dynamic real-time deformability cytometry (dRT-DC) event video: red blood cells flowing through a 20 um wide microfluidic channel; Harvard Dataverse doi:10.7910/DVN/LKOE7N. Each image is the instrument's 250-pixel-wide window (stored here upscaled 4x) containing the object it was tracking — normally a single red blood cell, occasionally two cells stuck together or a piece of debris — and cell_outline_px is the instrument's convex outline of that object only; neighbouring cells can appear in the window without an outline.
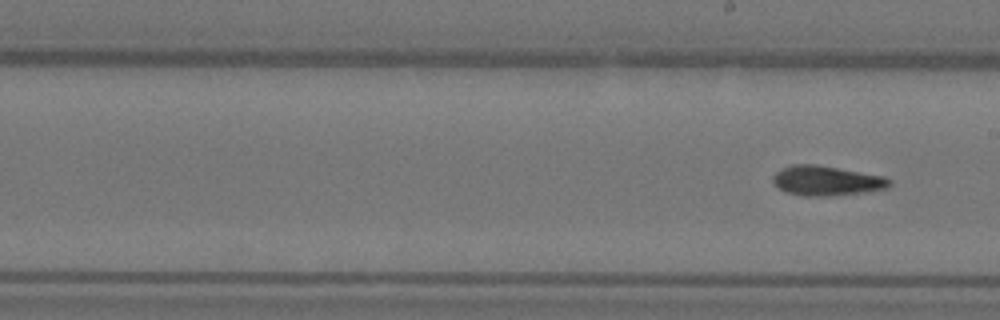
{"species": "Egyptian fruit bat (a non-hibernating species)", "species_latin": "Rousettus aegyptiacus", "temperature_condition": "warm", "stored_images_in_passage": 7, "segment_of_instrument_passage": [2, 2], "camera_frame_rate_fps": 3000, "um_per_image_px": 0.085, "animal": {"sex": "female"}, "frame": {"image": 1, "passage_image": 7, "time_ms": 2.0, "image_size_px": [1000, 320], "cell_outline_px": [[892, 184], [888, 188], [864, 192], [828, 196], [804, 196], [784, 192], [772, 180], [772, 176], [776, 172], [792, 164], [816, 164], [884, 176], [892, 180]], "centroid_in_image_um": [70.27, 15.36], "position_along_channel_um": 218.7, "area_um2": 20.23}}